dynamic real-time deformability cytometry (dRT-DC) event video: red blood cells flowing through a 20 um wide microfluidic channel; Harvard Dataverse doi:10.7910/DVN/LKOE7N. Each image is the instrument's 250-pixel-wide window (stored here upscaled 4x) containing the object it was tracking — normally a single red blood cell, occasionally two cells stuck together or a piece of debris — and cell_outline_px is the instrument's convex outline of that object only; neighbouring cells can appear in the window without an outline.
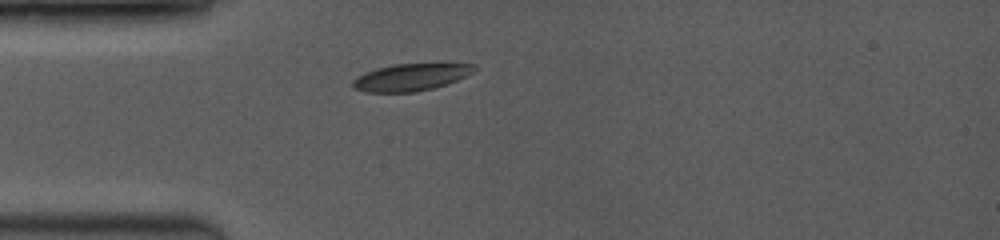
{"species": "common noctule bat (a hibernating species)", "species_latin": "Nyctalus noctula", "temperature_condition": "room temperature", "stored_images_in_passage": 39, "camera_frame_rate_fps": 3500, "um_per_image_px": 0.085, "animal": {"sex": "female", "body_mass_g": 19.0, "forearm_length_mm": 53.3}, "frame": {"image": 1, "passage_image": 1, "time_ms": 0.0, "image_size_px": [1000, 240], "cell_outline_px": [[476, 68], [472, 72], [448, 84], [416, 92], [364, 92], [352, 88], [352, 80], [376, 68], [396, 64], [476, 64]], "centroid_in_image_um": [34.89, 6.57], "position_along_channel_um": 50.1, "area_um2": 18.9}}
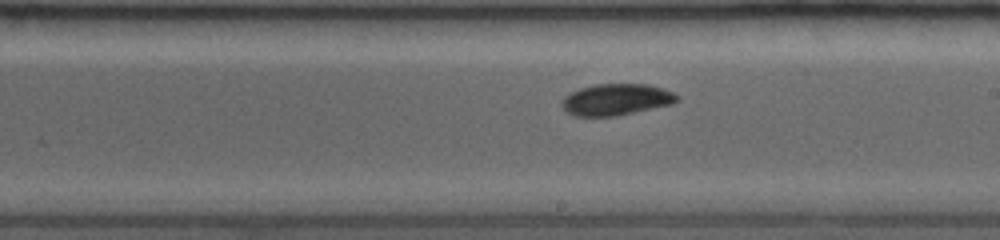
{"frame": {"image": 2, "passage_image": 18, "time_ms": 4.857, "image_size_px": [1000, 240], "cell_outline_px": [[680, 100], [672, 104], [616, 116], [572, 116], [560, 104], [564, 96], [580, 88], [596, 84], [648, 84], [664, 88], [680, 96]], "centroid_in_image_um": [52.4, 8.46], "position_along_channel_um": 236.6, "area_um2": 21.21}}
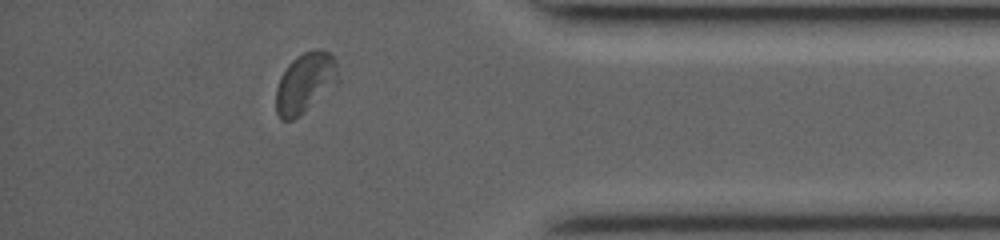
{"frame": {"image": 3, "passage_image": 34, "time_ms": 9.429, "image_size_px": [1000, 240], "cell_outline_px": [[336, 84], [292, 120], [280, 120], [276, 112], [276, 88], [280, 76], [288, 64], [296, 56], [312, 48], [316, 48], [332, 52], [336, 64]], "centroid_in_image_um": [25.89, 6.99], "position_along_channel_um": 409.3, "area_um2": 21.44}, "authors_computed_cell_mechanics": {"area_um2": 20.8658, "velocity_mm_per_s": 4.0615, "shape_relaxation_time_tau1_ms": 5.0149, "shape_relaxation_time_tau2_ms": 2.5545, "deformation_change_tau1": 0.1039, "deformation_change_tau2": 0.0452}}